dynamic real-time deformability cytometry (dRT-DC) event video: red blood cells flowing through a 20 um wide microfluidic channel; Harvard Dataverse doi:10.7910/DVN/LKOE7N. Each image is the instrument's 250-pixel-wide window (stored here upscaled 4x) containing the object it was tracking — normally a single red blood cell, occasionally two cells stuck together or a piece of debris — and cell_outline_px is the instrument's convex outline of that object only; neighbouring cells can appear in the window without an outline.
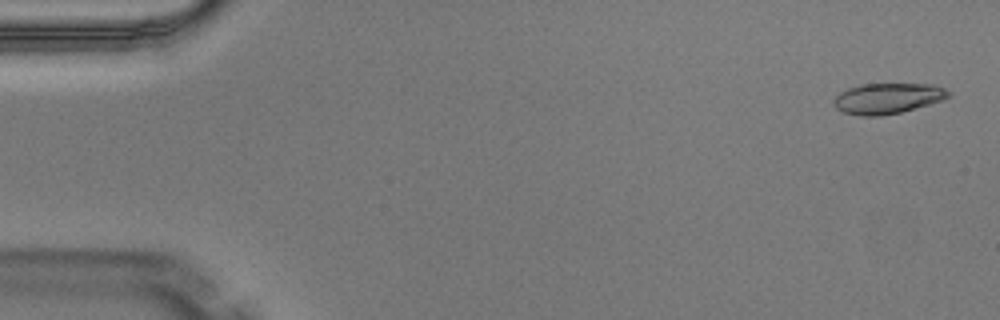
{"species": "Egyptian fruit bat (a non-hibernating species)", "species_latin": "Rousettus aegyptiacus", "temperature_condition": "warm", "stored_images_in_passage": 3, "camera_frame_rate_fps": 3000, "um_per_image_px": 0.085, "animal": {"sex": "male"}, "frame": {"image": 1, "passage_image": 1, "time_ms": 0.0, "image_size_px": [1000, 320], "cell_outline_px": [[952, 96], [944, 100], [900, 112], [880, 116], [860, 116], [844, 112], [836, 108], [832, 104], [832, 100], [840, 92], [848, 88], [860, 84], [932, 84], [944, 88], [952, 92]], "centroid_in_image_um": [75.46, 8.36], "position_along_channel_um": 9.5, "area_um2": 20.63}}